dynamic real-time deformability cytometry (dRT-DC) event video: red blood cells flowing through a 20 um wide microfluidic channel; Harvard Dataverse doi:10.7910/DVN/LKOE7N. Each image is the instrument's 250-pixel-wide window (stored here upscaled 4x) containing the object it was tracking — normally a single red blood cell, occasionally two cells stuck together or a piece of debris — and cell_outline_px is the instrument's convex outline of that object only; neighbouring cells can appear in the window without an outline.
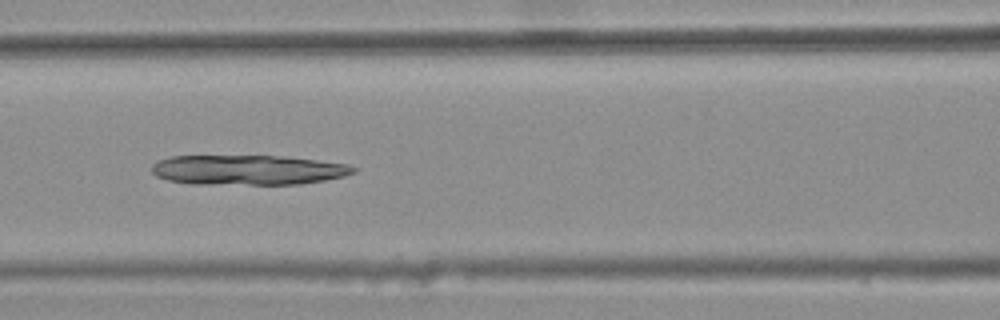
{"species": "common noctule bat (a hibernating species)", "species_latin": "Nyctalus noctula", "temperature_condition": "warm", "stored_images_in_passage": 7, "camera_frame_rate_fps": 3000, "um_per_image_px": 0.085, "animal": {"sex": "female", "body_mass_g": 25.1}, "frame": {"image": 1, "passage_image": 5, "time_ms": 1.333, "image_size_px": [1000, 320], "cell_outline_px": [[356, 172], [344, 176], [324, 180], [300, 184], [188, 184], [168, 180], [156, 176], [152, 172], [152, 164], [156, 160], [172, 156], [284, 156], [348, 164], [356, 168]], "centroid_in_image_um": [21.04, 14.44], "position_along_channel_um": 145.6, "area_um2": 35.26}}
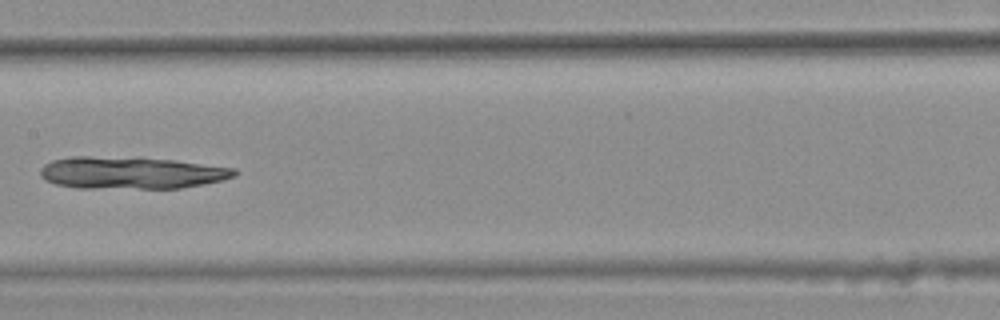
{"frame": {"image": 2, "passage_image": 6, "time_ms": 1.667, "image_size_px": [1000, 320], "cell_outline_px": [[236, 176], [204, 184], [180, 188], [76, 188], [56, 184], [44, 180], [40, 176], [40, 168], [44, 164], [52, 160], [68, 156], [140, 156], [176, 160], [236, 168]], "centroid_in_image_um": [11.11, 14.66], "position_along_channel_um": 196.3, "area_um2": 37.17}}
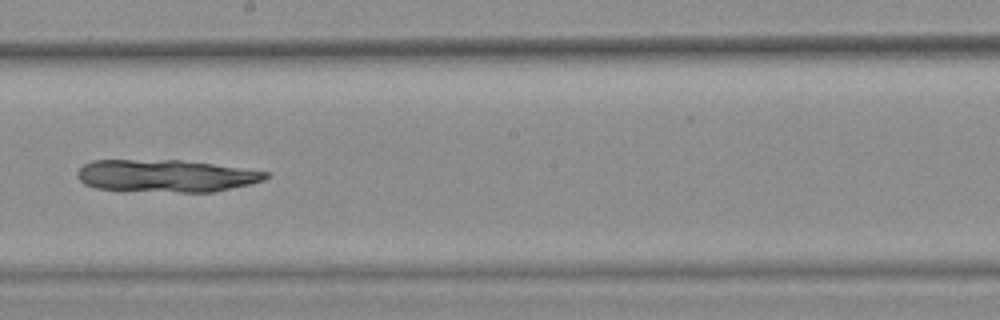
{"frame": {"image": 3, "passage_image": 7, "time_ms": 2.0, "image_size_px": [1000, 320], "cell_outline_px": [[268, 176], [264, 180], [248, 184], [212, 192], [180, 192], [96, 188], [84, 184], [76, 176], [76, 172], [84, 164], [92, 160], [180, 160], [212, 164], [268, 172]], "centroid_in_image_um": [14.06, 14.94], "position_along_channel_um": 234.1, "area_um2": 35.08}}